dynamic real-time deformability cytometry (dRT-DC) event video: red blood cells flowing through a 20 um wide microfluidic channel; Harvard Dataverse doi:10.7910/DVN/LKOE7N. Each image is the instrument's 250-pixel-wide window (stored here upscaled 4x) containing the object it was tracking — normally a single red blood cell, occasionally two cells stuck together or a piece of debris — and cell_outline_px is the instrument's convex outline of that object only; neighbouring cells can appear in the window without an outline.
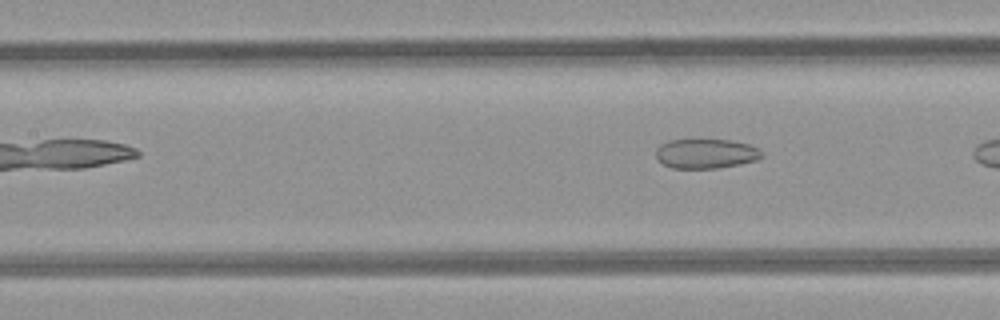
{"species": "common noctule bat (a hibernating species)", "species_latin": "Nyctalus noctula", "temperature_condition": "room temperature", "stored_images_in_passage": 5, "segment_of_instrument_passage": [2, 2], "camera_frame_rate_fps": 3000, "um_per_image_px": 0.085, "animal": {"sex": "female", "body_mass_g": 21.9}, "frame": {"image": 1, "passage_image": 5, "time_ms": 4.667, "image_size_px": [1000, 320], "cell_outline_px": [[764, 156], [756, 160], [740, 164], [716, 168], [672, 168], [664, 164], [656, 156], [656, 148], [660, 144], [668, 140], [728, 140], [748, 144], [760, 148], [764, 152]], "centroid_in_image_um": [60.03, 13.05], "position_along_channel_um": 147.4, "area_um2": 18.26}}